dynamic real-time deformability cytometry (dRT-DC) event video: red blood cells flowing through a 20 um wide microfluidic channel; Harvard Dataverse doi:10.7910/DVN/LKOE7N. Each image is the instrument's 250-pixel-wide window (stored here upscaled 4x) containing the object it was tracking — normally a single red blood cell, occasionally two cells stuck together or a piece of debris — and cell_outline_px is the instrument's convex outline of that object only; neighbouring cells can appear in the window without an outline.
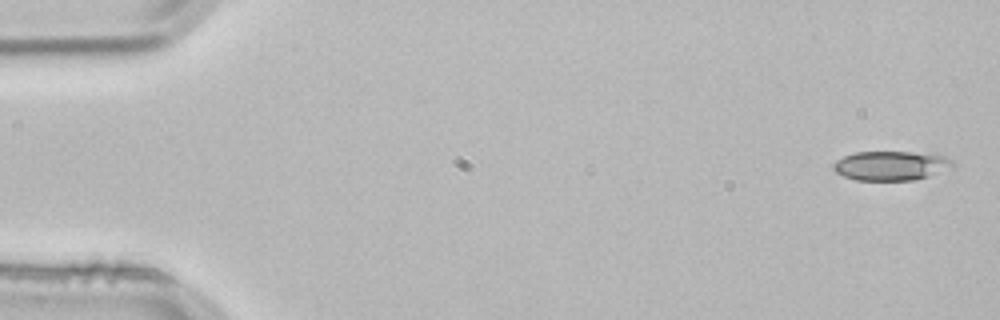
{"species": "common noctule bat (a hibernating species)", "species_latin": "Nyctalus noctula", "temperature_condition": "room temperature", "stored_images_in_passage": 4, "camera_frame_rate_fps": 3000, "um_per_image_px": 0.085, "animal": {"sex": "male", "body_mass_g": 21.5, "forearm_length_mm": 52.0}, "frame": {"image": 1, "passage_image": 1, "time_ms": 0.0, "image_size_px": [1000, 320], "cell_outline_px": [[956, 164], [952, 168], [916, 180], [856, 180], [844, 176], [836, 172], [832, 168], [832, 164], [836, 160], [844, 156], [856, 152], [936, 152], [948, 156]], "centroid_in_image_um": [75.81, 14.06], "position_along_channel_um": 9.2, "area_um2": 20.87}}
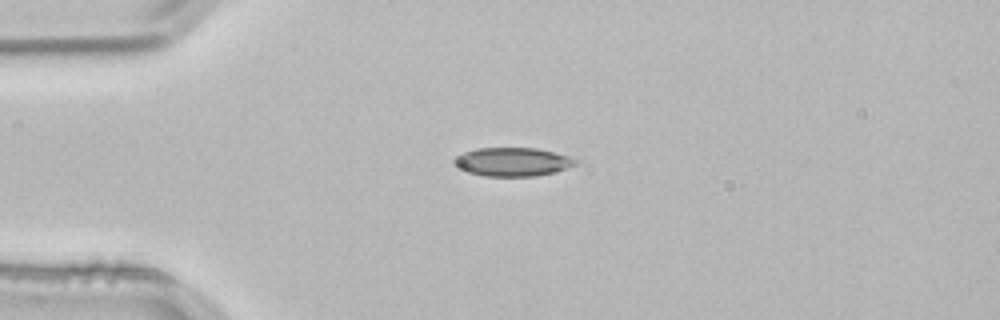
{"frame": {"image": 2, "passage_image": 3, "time_ms": 0.667, "image_size_px": [1000, 320], "cell_outline_px": [[580, 160], [576, 164], [556, 172], [536, 176], [484, 176], [468, 172], [460, 168], [456, 164], [456, 156], [464, 152], [476, 148], [536, 148], [568, 156]], "centroid_in_image_um": [43.6, 13.76], "position_along_channel_um": 41.4, "area_um2": 20.06}}